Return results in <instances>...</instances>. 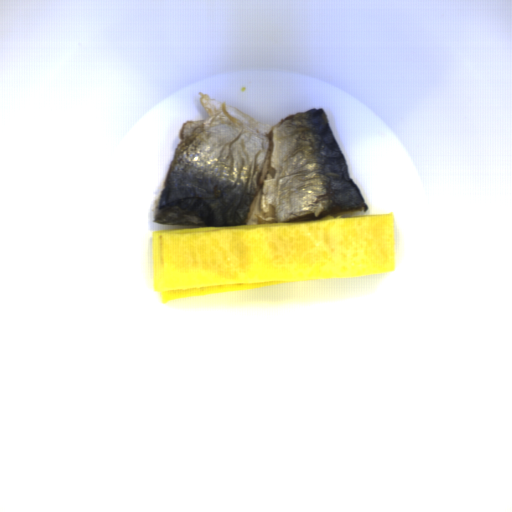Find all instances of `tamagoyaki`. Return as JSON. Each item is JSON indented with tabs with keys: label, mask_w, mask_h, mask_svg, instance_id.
I'll return each mask as SVG.
<instances>
[{
	"label": "tamagoyaki",
	"mask_w": 512,
	"mask_h": 512,
	"mask_svg": "<svg viewBox=\"0 0 512 512\" xmlns=\"http://www.w3.org/2000/svg\"><path fill=\"white\" fill-rule=\"evenodd\" d=\"M391 271L394 212L152 231L153 289L160 292L162 303Z\"/></svg>",
	"instance_id": "tamagoyaki-1"
}]
</instances>
